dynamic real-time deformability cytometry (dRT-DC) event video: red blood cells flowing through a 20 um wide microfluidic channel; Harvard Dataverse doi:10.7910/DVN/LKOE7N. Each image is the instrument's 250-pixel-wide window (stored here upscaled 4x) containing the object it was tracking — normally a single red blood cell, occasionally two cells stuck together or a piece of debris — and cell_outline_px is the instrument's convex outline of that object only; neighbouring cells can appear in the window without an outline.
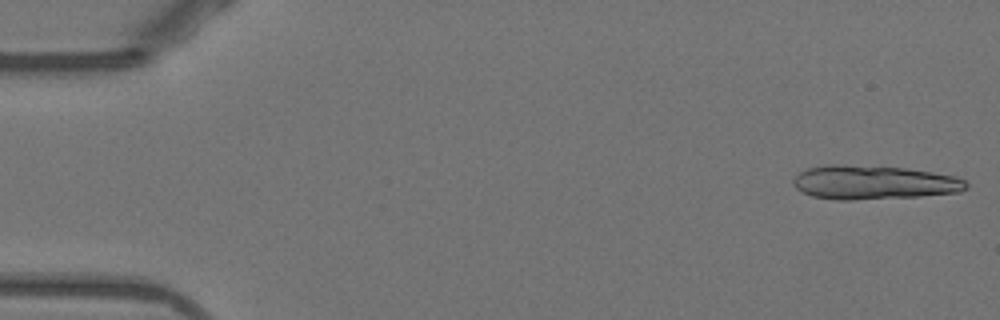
{"species": "Egyptian fruit bat (a non-hibernating species)", "species_latin": "Rousettus aegyptiacus", "temperature_condition": "warm", "stored_images_in_passage": 13, "camera_frame_rate_fps": 3000, "um_per_image_px": 0.085, "animal": {"sex": "female"}, "frame": {"image": 1, "passage_image": 1, "time_ms": 0.0, "image_size_px": [1000, 320], "cell_outline_px": [[968, 188], [960, 192], [920, 196], [852, 200], [836, 200], [812, 196], [796, 188], [792, 184], [792, 180], [800, 172], [808, 168], [824, 164], [844, 164], [908, 168], [956, 176], [964, 180], [968, 184]], "centroid_in_image_um": [74.27, 15.5], "position_along_channel_um": 10.7, "area_um2": 34.51}}